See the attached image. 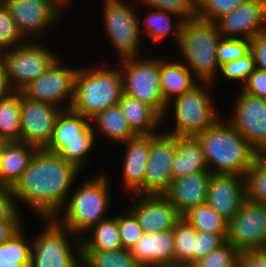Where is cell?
<instances>
[{"label":"cell","mask_w":266,"mask_h":267,"mask_svg":"<svg viewBox=\"0 0 266 267\" xmlns=\"http://www.w3.org/2000/svg\"><path fill=\"white\" fill-rule=\"evenodd\" d=\"M81 267H142L130 249L81 250Z\"/></svg>","instance_id":"cell-33"},{"label":"cell","mask_w":266,"mask_h":267,"mask_svg":"<svg viewBox=\"0 0 266 267\" xmlns=\"http://www.w3.org/2000/svg\"><path fill=\"white\" fill-rule=\"evenodd\" d=\"M181 60L172 61L160 56V87L164 100L168 103L173 98L192 90L200 81Z\"/></svg>","instance_id":"cell-24"},{"label":"cell","mask_w":266,"mask_h":267,"mask_svg":"<svg viewBox=\"0 0 266 267\" xmlns=\"http://www.w3.org/2000/svg\"><path fill=\"white\" fill-rule=\"evenodd\" d=\"M80 240L81 250L113 251L122 248L117 215L92 226Z\"/></svg>","instance_id":"cell-30"},{"label":"cell","mask_w":266,"mask_h":267,"mask_svg":"<svg viewBox=\"0 0 266 267\" xmlns=\"http://www.w3.org/2000/svg\"><path fill=\"white\" fill-rule=\"evenodd\" d=\"M147 12V16H144V21L143 19L139 21L143 37L147 35L156 44L158 41L162 42L163 39H168L171 36L179 43L181 31L185 23L183 18L173 13L154 8H149ZM174 17L175 19L173 20Z\"/></svg>","instance_id":"cell-29"},{"label":"cell","mask_w":266,"mask_h":267,"mask_svg":"<svg viewBox=\"0 0 266 267\" xmlns=\"http://www.w3.org/2000/svg\"><path fill=\"white\" fill-rule=\"evenodd\" d=\"M103 22L107 39L118 53V60L141 57L140 16L125 0H102ZM140 55V56H139Z\"/></svg>","instance_id":"cell-9"},{"label":"cell","mask_w":266,"mask_h":267,"mask_svg":"<svg viewBox=\"0 0 266 267\" xmlns=\"http://www.w3.org/2000/svg\"><path fill=\"white\" fill-rule=\"evenodd\" d=\"M244 176L246 200L266 205V166L257 158Z\"/></svg>","instance_id":"cell-36"},{"label":"cell","mask_w":266,"mask_h":267,"mask_svg":"<svg viewBox=\"0 0 266 267\" xmlns=\"http://www.w3.org/2000/svg\"><path fill=\"white\" fill-rule=\"evenodd\" d=\"M22 220H2L0 221V244L9 240L24 225Z\"/></svg>","instance_id":"cell-49"},{"label":"cell","mask_w":266,"mask_h":267,"mask_svg":"<svg viewBox=\"0 0 266 267\" xmlns=\"http://www.w3.org/2000/svg\"><path fill=\"white\" fill-rule=\"evenodd\" d=\"M91 127L95 137L100 134L115 145H121V143L137 136L128 125L118 104L108 107L92 117Z\"/></svg>","instance_id":"cell-28"},{"label":"cell","mask_w":266,"mask_h":267,"mask_svg":"<svg viewBox=\"0 0 266 267\" xmlns=\"http://www.w3.org/2000/svg\"><path fill=\"white\" fill-rule=\"evenodd\" d=\"M255 68V58L252 51H250L244 57L221 65L218 75L220 74L228 81L241 83L240 87H242Z\"/></svg>","instance_id":"cell-38"},{"label":"cell","mask_w":266,"mask_h":267,"mask_svg":"<svg viewBox=\"0 0 266 267\" xmlns=\"http://www.w3.org/2000/svg\"><path fill=\"white\" fill-rule=\"evenodd\" d=\"M122 94L123 81L118 65L113 68L100 63L98 66L80 67L75 75L70 109L91 119L102 110L117 105Z\"/></svg>","instance_id":"cell-4"},{"label":"cell","mask_w":266,"mask_h":267,"mask_svg":"<svg viewBox=\"0 0 266 267\" xmlns=\"http://www.w3.org/2000/svg\"><path fill=\"white\" fill-rule=\"evenodd\" d=\"M239 251L229 242L212 250L191 267H237Z\"/></svg>","instance_id":"cell-39"},{"label":"cell","mask_w":266,"mask_h":267,"mask_svg":"<svg viewBox=\"0 0 266 267\" xmlns=\"http://www.w3.org/2000/svg\"><path fill=\"white\" fill-rule=\"evenodd\" d=\"M146 267H186L182 264H177V263H169V264H155V265H149Z\"/></svg>","instance_id":"cell-52"},{"label":"cell","mask_w":266,"mask_h":267,"mask_svg":"<svg viewBox=\"0 0 266 267\" xmlns=\"http://www.w3.org/2000/svg\"><path fill=\"white\" fill-rule=\"evenodd\" d=\"M237 267H266V250L239 252Z\"/></svg>","instance_id":"cell-47"},{"label":"cell","mask_w":266,"mask_h":267,"mask_svg":"<svg viewBox=\"0 0 266 267\" xmlns=\"http://www.w3.org/2000/svg\"><path fill=\"white\" fill-rule=\"evenodd\" d=\"M23 226L9 240L0 244V261L31 266V243ZM24 228V229H23Z\"/></svg>","instance_id":"cell-35"},{"label":"cell","mask_w":266,"mask_h":267,"mask_svg":"<svg viewBox=\"0 0 266 267\" xmlns=\"http://www.w3.org/2000/svg\"><path fill=\"white\" fill-rule=\"evenodd\" d=\"M134 196V201L128 209L137 218L143 233L154 234L173 230L182 218L177 208L164 195Z\"/></svg>","instance_id":"cell-19"},{"label":"cell","mask_w":266,"mask_h":267,"mask_svg":"<svg viewBox=\"0 0 266 267\" xmlns=\"http://www.w3.org/2000/svg\"><path fill=\"white\" fill-rule=\"evenodd\" d=\"M1 1L9 9L19 33L26 41L44 39L42 36L45 32L48 34L49 30L55 28L63 16L51 0Z\"/></svg>","instance_id":"cell-13"},{"label":"cell","mask_w":266,"mask_h":267,"mask_svg":"<svg viewBox=\"0 0 266 267\" xmlns=\"http://www.w3.org/2000/svg\"><path fill=\"white\" fill-rule=\"evenodd\" d=\"M258 159L266 166V148L258 152Z\"/></svg>","instance_id":"cell-54"},{"label":"cell","mask_w":266,"mask_h":267,"mask_svg":"<svg viewBox=\"0 0 266 267\" xmlns=\"http://www.w3.org/2000/svg\"><path fill=\"white\" fill-rule=\"evenodd\" d=\"M11 92V88L7 82L6 70H0V99L5 98Z\"/></svg>","instance_id":"cell-50"},{"label":"cell","mask_w":266,"mask_h":267,"mask_svg":"<svg viewBox=\"0 0 266 267\" xmlns=\"http://www.w3.org/2000/svg\"><path fill=\"white\" fill-rule=\"evenodd\" d=\"M245 200V176L211 173L206 203L223 219L229 222Z\"/></svg>","instance_id":"cell-20"},{"label":"cell","mask_w":266,"mask_h":267,"mask_svg":"<svg viewBox=\"0 0 266 267\" xmlns=\"http://www.w3.org/2000/svg\"><path fill=\"white\" fill-rule=\"evenodd\" d=\"M224 118L221 117L195 137L199 140L206 165L212 174L244 176L258 158V152Z\"/></svg>","instance_id":"cell-2"},{"label":"cell","mask_w":266,"mask_h":267,"mask_svg":"<svg viewBox=\"0 0 266 267\" xmlns=\"http://www.w3.org/2000/svg\"><path fill=\"white\" fill-rule=\"evenodd\" d=\"M215 24L223 38L252 40L266 32V0H247L219 17Z\"/></svg>","instance_id":"cell-18"},{"label":"cell","mask_w":266,"mask_h":267,"mask_svg":"<svg viewBox=\"0 0 266 267\" xmlns=\"http://www.w3.org/2000/svg\"><path fill=\"white\" fill-rule=\"evenodd\" d=\"M238 91L226 120L259 152L266 148V100Z\"/></svg>","instance_id":"cell-16"},{"label":"cell","mask_w":266,"mask_h":267,"mask_svg":"<svg viewBox=\"0 0 266 267\" xmlns=\"http://www.w3.org/2000/svg\"><path fill=\"white\" fill-rule=\"evenodd\" d=\"M40 41H25L3 51L7 82L12 91L20 92L46 72L60 57Z\"/></svg>","instance_id":"cell-11"},{"label":"cell","mask_w":266,"mask_h":267,"mask_svg":"<svg viewBox=\"0 0 266 267\" xmlns=\"http://www.w3.org/2000/svg\"><path fill=\"white\" fill-rule=\"evenodd\" d=\"M122 190L132 195H144V176L150 151V135H137L123 142Z\"/></svg>","instance_id":"cell-21"},{"label":"cell","mask_w":266,"mask_h":267,"mask_svg":"<svg viewBox=\"0 0 266 267\" xmlns=\"http://www.w3.org/2000/svg\"><path fill=\"white\" fill-rule=\"evenodd\" d=\"M215 22L193 18L185 21L179 43L183 63L200 82L213 83L219 73L217 46L221 40ZM185 61V62H184Z\"/></svg>","instance_id":"cell-5"},{"label":"cell","mask_w":266,"mask_h":267,"mask_svg":"<svg viewBox=\"0 0 266 267\" xmlns=\"http://www.w3.org/2000/svg\"><path fill=\"white\" fill-rule=\"evenodd\" d=\"M12 187L0 185V221L23 220Z\"/></svg>","instance_id":"cell-44"},{"label":"cell","mask_w":266,"mask_h":267,"mask_svg":"<svg viewBox=\"0 0 266 267\" xmlns=\"http://www.w3.org/2000/svg\"><path fill=\"white\" fill-rule=\"evenodd\" d=\"M59 9H61V12H63L66 7H68V4L70 6V2H73L72 0H51Z\"/></svg>","instance_id":"cell-51"},{"label":"cell","mask_w":266,"mask_h":267,"mask_svg":"<svg viewBox=\"0 0 266 267\" xmlns=\"http://www.w3.org/2000/svg\"><path fill=\"white\" fill-rule=\"evenodd\" d=\"M61 56L37 79L20 92L31 100L48 102L63 110L70 109L74 97V81L78 67L63 65Z\"/></svg>","instance_id":"cell-12"},{"label":"cell","mask_w":266,"mask_h":267,"mask_svg":"<svg viewBox=\"0 0 266 267\" xmlns=\"http://www.w3.org/2000/svg\"><path fill=\"white\" fill-rule=\"evenodd\" d=\"M247 0H197V18L215 22Z\"/></svg>","instance_id":"cell-42"},{"label":"cell","mask_w":266,"mask_h":267,"mask_svg":"<svg viewBox=\"0 0 266 267\" xmlns=\"http://www.w3.org/2000/svg\"><path fill=\"white\" fill-rule=\"evenodd\" d=\"M62 110L48 102L26 98L21 93V142L45 149Z\"/></svg>","instance_id":"cell-17"},{"label":"cell","mask_w":266,"mask_h":267,"mask_svg":"<svg viewBox=\"0 0 266 267\" xmlns=\"http://www.w3.org/2000/svg\"><path fill=\"white\" fill-rule=\"evenodd\" d=\"M0 267H26V266L21 264H16L13 262L0 261Z\"/></svg>","instance_id":"cell-53"},{"label":"cell","mask_w":266,"mask_h":267,"mask_svg":"<svg viewBox=\"0 0 266 267\" xmlns=\"http://www.w3.org/2000/svg\"><path fill=\"white\" fill-rule=\"evenodd\" d=\"M182 218L197 231L220 234L225 240L227 239L228 222L215 212L208 203L191 208Z\"/></svg>","instance_id":"cell-32"},{"label":"cell","mask_w":266,"mask_h":267,"mask_svg":"<svg viewBox=\"0 0 266 267\" xmlns=\"http://www.w3.org/2000/svg\"><path fill=\"white\" fill-rule=\"evenodd\" d=\"M41 220L45 228L31 239L30 267H81L80 237L53 218Z\"/></svg>","instance_id":"cell-8"},{"label":"cell","mask_w":266,"mask_h":267,"mask_svg":"<svg viewBox=\"0 0 266 267\" xmlns=\"http://www.w3.org/2000/svg\"><path fill=\"white\" fill-rule=\"evenodd\" d=\"M251 51V40L245 38H221L217 46L219 66L246 56Z\"/></svg>","instance_id":"cell-40"},{"label":"cell","mask_w":266,"mask_h":267,"mask_svg":"<svg viewBox=\"0 0 266 267\" xmlns=\"http://www.w3.org/2000/svg\"><path fill=\"white\" fill-rule=\"evenodd\" d=\"M130 252L142 267L174 263L173 231L143 233Z\"/></svg>","instance_id":"cell-23"},{"label":"cell","mask_w":266,"mask_h":267,"mask_svg":"<svg viewBox=\"0 0 266 267\" xmlns=\"http://www.w3.org/2000/svg\"><path fill=\"white\" fill-rule=\"evenodd\" d=\"M25 41L18 31L9 9L0 1V49L3 51L11 49Z\"/></svg>","instance_id":"cell-41"},{"label":"cell","mask_w":266,"mask_h":267,"mask_svg":"<svg viewBox=\"0 0 266 267\" xmlns=\"http://www.w3.org/2000/svg\"><path fill=\"white\" fill-rule=\"evenodd\" d=\"M225 242L226 240L220 234L197 231L194 263L205 257L212 250L219 248Z\"/></svg>","instance_id":"cell-45"},{"label":"cell","mask_w":266,"mask_h":267,"mask_svg":"<svg viewBox=\"0 0 266 267\" xmlns=\"http://www.w3.org/2000/svg\"><path fill=\"white\" fill-rule=\"evenodd\" d=\"M174 236V263L191 267L194 264L197 230L181 218L172 230Z\"/></svg>","instance_id":"cell-34"},{"label":"cell","mask_w":266,"mask_h":267,"mask_svg":"<svg viewBox=\"0 0 266 267\" xmlns=\"http://www.w3.org/2000/svg\"><path fill=\"white\" fill-rule=\"evenodd\" d=\"M118 105L136 135L157 134L162 129V117L151 106L139 99L122 94Z\"/></svg>","instance_id":"cell-25"},{"label":"cell","mask_w":266,"mask_h":267,"mask_svg":"<svg viewBox=\"0 0 266 267\" xmlns=\"http://www.w3.org/2000/svg\"><path fill=\"white\" fill-rule=\"evenodd\" d=\"M212 85L214 86L213 83L200 82L192 90L169 101L162 117V123L172 108L175 126L166 127L165 130L162 128L161 131L174 136L195 137L213 126L222 114H219L217 106L214 107L216 104L212 95H208V88L210 89Z\"/></svg>","instance_id":"cell-6"},{"label":"cell","mask_w":266,"mask_h":267,"mask_svg":"<svg viewBox=\"0 0 266 267\" xmlns=\"http://www.w3.org/2000/svg\"><path fill=\"white\" fill-rule=\"evenodd\" d=\"M176 136L160 132L150 135V151L144 176V195H164L172 181Z\"/></svg>","instance_id":"cell-15"},{"label":"cell","mask_w":266,"mask_h":267,"mask_svg":"<svg viewBox=\"0 0 266 267\" xmlns=\"http://www.w3.org/2000/svg\"><path fill=\"white\" fill-rule=\"evenodd\" d=\"M9 141L6 140L5 138H1L0 137V162H1V159H2V155H3V152H4V148L5 146L7 145Z\"/></svg>","instance_id":"cell-55"},{"label":"cell","mask_w":266,"mask_h":267,"mask_svg":"<svg viewBox=\"0 0 266 267\" xmlns=\"http://www.w3.org/2000/svg\"><path fill=\"white\" fill-rule=\"evenodd\" d=\"M80 173L58 154L38 149L12 187L18 208L21 211L19 205L24 203L40 219L54 218L64 207Z\"/></svg>","instance_id":"cell-1"},{"label":"cell","mask_w":266,"mask_h":267,"mask_svg":"<svg viewBox=\"0 0 266 267\" xmlns=\"http://www.w3.org/2000/svg\"><path fill=\"white\" fill-rule=\"evenodd\" d=\"M119 235L122 243V248H132L143 235V230L135 215L126 209L124 213L117 214Z\"/></svg>","instance_id":"cell-43"},{"label":"cell","mask_w":266,"mask_h":267,"mask_svg":"<svg viewBox=\"0 0 266 267\" xmlns=\"http://www.w3.org/2000/svg\"><path fill=\"white\" fill-rule=\"evenodd\" d=\"M251 51L255 58V66L266 71V32L251 40Z\"/></svg>","instance_id":"cell-48"},{"label":"cell","mask_w":266,"mask_h":267,"mask_svg":"<svg viewBox=\"0 0 266 267\" xmlns=\"http://www.w3.org/2000/svg\"><path fill=\"white\" fill-rule=\"evenodd\" d=\"M240 89L242 92H246L250 95L265 98L266 71L255 68L254 72L247 78Z\"/></svg>","instance_id":"cell-46"},{"label":"cell","mask_w":266,"mask_h":267,"mask_svg":"<svg viewBox=\"0 0 266 267\" xmlns=\"http://www.w3.org/2000/svg\"><path fill=\"white\" fill-rule=\"evenodd\" d=\"M96 139L91 119L72 109H65L56 119L51 141L45 150L58 154L66 162L83 171Z\"/></svg>","instance_id":"cell-7"},{"label":"cell","mask_w":266,"mask_h":267,"mask_svg":"<svg viewBox=\"0 0 266 267\" xmlns=\"http://www.w3.org/2000/svg\"><path fill=\"white\" fill-rule=\"evenodd\" d=\"M210 176V171H200L174 179L164 196L183 216L191 208L206 203Z\"/></svg>","instance_id":"cell-22"},{"label":"cell","mask_w":266,"mask_h":267,"mask_svg":"<svg viewBox=\"0 0 266 267\" xmlns=\"http://www.w3.org/2000/svg\"><path fill=\"white\" fill-rule=\"evenodd\" d=\"M0 137L21 141V92L0 99Z\"/></svg>","instance_id":"cell-31"},{"label":"cell","mask_w":266,"mask_h":267,"mask_svg":"<svg viewBox=\"0 0 266 267\" xmlns=\"http://www.w3.org/2000/svg\"><path fill=\"white\" fill-rule=\"evenodd\" d=\"M0 70H5L4 64H3V50L0 49Z\"/></svg>","instance_id":"cell-56"},{"label":"cell","mask_w":266,"mask_h":267,"mask_svg":"<svg viewBox=\"0 0 266 267\" xmlns=\"http://www.w3.org/2000/svg\"><path fill=\"white\" fill-rule=\"evenodd\" d=\"M140 6L167 11L185 21L197 17V0H135Z\"/></svg>","instance_id":"cell-37"},{"label":"cell","mask_w":266,"mask_h":267,"mask_svg":"<svg viewBox=\"0 0 266 267\" xmlns=\"http://www.w3.org/2000/svg\"><path fill=\"white\" fill-rule=\"evenodd\" d=\"M200 171L209 170L199 140L193 136H176L175 157L172 163L173 180Z\"/></svg>","instance_id":"cell-27"},{"label":"cell","mask_w":266,"mask_h":267,"mask_svg":"<svg viewBox=\"0 0 266 267\" xmlns=\"http://www.w3.org/2000/svg\"><path fill=\"white\" fill-rule=\"evenodd\" d=\"M226 241L239 252L266 250V205L245 200L228 222Z\"/></svg>","instance_id":"cell-14"},{"label":"cell","mask_w":266,"mask_h":267,"mask_svg":"<svg viewBox=\"0 0 266 267\" xmlns=\"http://www.w3.org/2000/svg\"><path fill=\"white\" fill-rule=\"evenodd\" d=\"M149 58L133 57L118 60L123 94L146 103L163 117L167 102L160 87V57Z\"/></svg>","instance_id":"cell-10"},{"label":"cell","mask_w":266,"mask_h":267,"mask_svg":"<svg viewBox=\"0 0 266 267\" xmlns=\"http://www.w3.org/2000/svg\"><path fill=\"white\" fill-rule=\"evenodd\" d=\"M37 150V147L25 142H8L0 162V185L13 187L29 166Z\"/></svg>","instance_id":"cell-26"},{"label":"cell","mask_w":266,"mask_h":267,"mask_svg":"<svg viewBox=\"0 0 266 267\" xmlns=\"http://www.w3.org/2000/svg\"><path fill=\"white\" fill-rule=\"evenodd\" d=\"M85 180L68 196L61 209L64 211L53 218L80 238L92 226L111 216L107 213L112 197L109 189L111 181L106 172L100 171Z\"/></svg>","instance_id":"cell-3"}]
</instances>
